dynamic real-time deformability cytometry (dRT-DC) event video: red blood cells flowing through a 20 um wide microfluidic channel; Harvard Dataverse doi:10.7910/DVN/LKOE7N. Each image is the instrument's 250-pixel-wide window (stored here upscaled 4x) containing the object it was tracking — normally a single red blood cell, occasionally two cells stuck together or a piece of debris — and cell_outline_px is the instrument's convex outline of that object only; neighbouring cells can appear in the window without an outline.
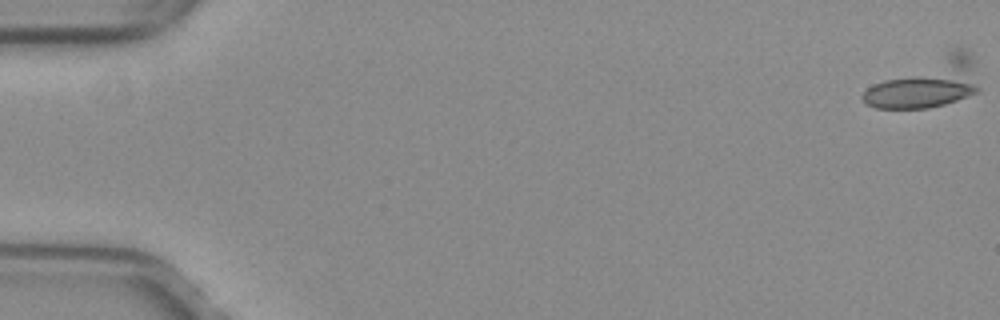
{"species": "common noctule bat (a hibernating species)", "species_latin": "Nyctalus noctula", "temperature_condition": "warm", "stored_images_in_passage": 53, "camera_frame_rate_fps": 3000, "um_per_image_px": 0.085, "animal": {"sex": "female", "body_mass_g": 29.2, "forearm_length_mm": 56.3}, "frame": {"image": 1, "passage_image": 1, "time_ms": 0.0, "image_size_px": [1000, 320], "cell_outline_px": [[980, 92], [944, 104], [928, 108], [876, 108], [868, 104], [860, 96], [868, 88], [884, 80], [956, 48], [964, 48], [968, 52], [980, 88]], "centroid_in_image_um": [78.81, 7.11], "position_along_channel_um": 6.2, "area_um2": 31.62}}
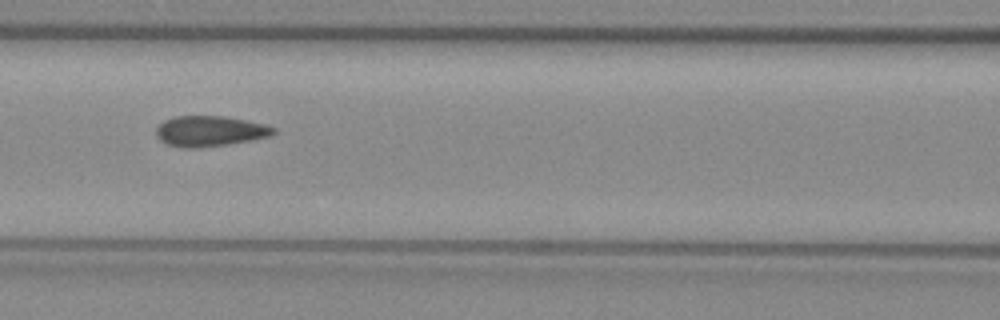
{"frame": {"image": 2, "passage_image": 24, "time_ms": 7.667, "image_size_px": [1000, 320], "cell_outline_px": [[276, 132], [268, 136], [228, 144], [200, 148], [184, 148], [168, 144], [160, 140], [156, 136], [156, 128], [164, 120], [176, 116], [224, 116], [264, 124], [276, 128]], "centroid_in_image_um": [17.8, 11.14], "position_along_channel_um": 148.8, "area_um2": 20.69}}
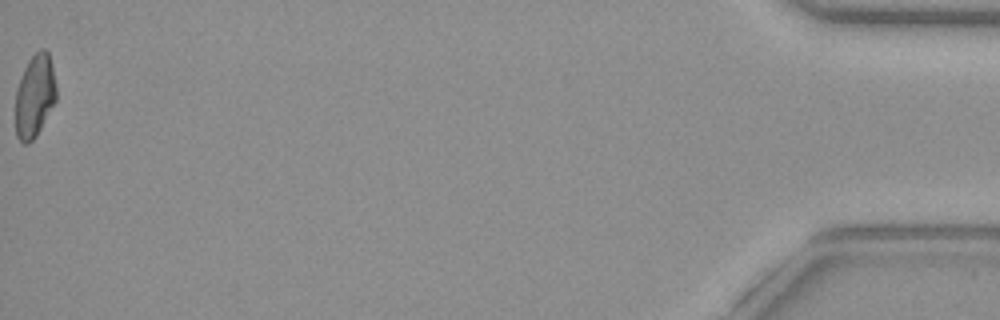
{"frame": {"image": 3, "passage_image": 53, "time_ms": 17.333, "image_size_px": [1000, 320], "cell_outline_px": [[56, 100], [36, 136], [28, 144], [24, 144], [16, 136], [16, 88], [24, 68], [28, 60], [40, 48], [44, 48], [48, 52], [56, 84]], "centroid_in_image_um": [2.94, 8.15], "position_along_channel_um": 432.3, "area_um2": 19.59}, "authors_computed_cell_mechanics": {"area_um2": 20.6346, "velocity_mm_per_s": 4.0046, "shape_relaxation_time_tau1_ms": null, "shape_relaxation_time_tau2_ms": 1.0525, "deformation_change_tau1": null, "deformation_change_tau2": 0.0561}}